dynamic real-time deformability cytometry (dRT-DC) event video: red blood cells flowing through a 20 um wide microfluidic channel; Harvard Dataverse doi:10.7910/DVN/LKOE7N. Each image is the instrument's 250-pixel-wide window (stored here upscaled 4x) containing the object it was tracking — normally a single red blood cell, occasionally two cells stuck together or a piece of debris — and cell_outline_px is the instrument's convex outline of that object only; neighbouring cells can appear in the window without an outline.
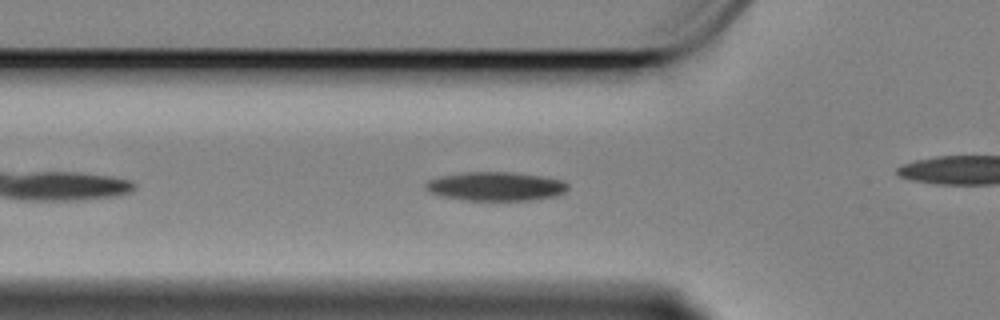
{"species": "Egyptian fruit bat (a non-hibernating species)", "species_latin": "Rousettus aegyptiacus", "temperature_condition": "cold", "stored_images_in_passage": 36, "camera_frame_rate_fps": 3000, "um_per_image_px": 0.085, "animal": {"sex": "female"}, "frame": {"image": 1, "passage_image": 7, "time_ms": 2.0, "image_size_px": [1000, 320], "cell_outline_px": [[568, 188], [564, 192], [556, 196], [528, 200], [464, 200], [444, 196], [432, 192], [424, 188], [424, 184], [428, 180], [440, 176], [460, 172], [512, 172], [540, 176], [560, 180], [568, 184]], "centroid_in_image_um": [42.11, 15.83], "position_along_channel_um": 83.7, "area_um2": 23.76}}
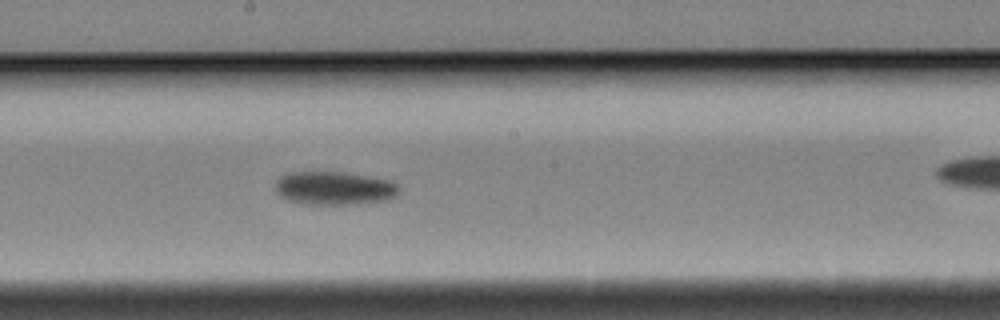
{"frame": {"image": 2, "passage_image": 19, "time_ms": 6.0, "image_size_px": [1000, 320], "cell_outline_px": [[400, 192], [396, 196], [388, 200], [356, 204], [304, 204], [288, 200], [280, 196], [276, 192], [276, 180], [280, 176], [292, 172], [344, 172], [388, 180], [396, 184], [400, 188]], "centroid_in_image_um": [28.42, 16.0], "position_along_channel_um": 219.8, "area_um2": 24.1}}
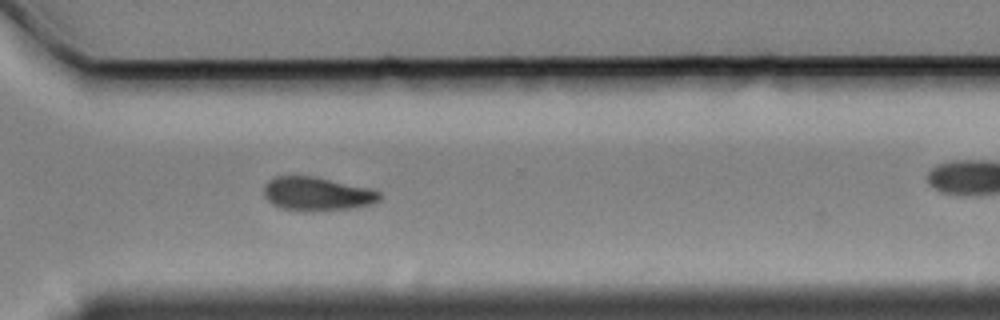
{"frame": {"image": 3, "passage_image": 30, "time_ms": 9.667, "image_size_px": [1000, 320], "cell_outline_px": [[380, 200], [372, 204], [348, 208], [312, 212], [280, 208], [272, 204], [264, 196], [264, 184], [272, 176], [316, 176], [368, 188], [380, 192]], "centroid_in_image_um": [26.9, 16.47], "position_along_channel_um": 343.7, "area_um2": 22.83}}